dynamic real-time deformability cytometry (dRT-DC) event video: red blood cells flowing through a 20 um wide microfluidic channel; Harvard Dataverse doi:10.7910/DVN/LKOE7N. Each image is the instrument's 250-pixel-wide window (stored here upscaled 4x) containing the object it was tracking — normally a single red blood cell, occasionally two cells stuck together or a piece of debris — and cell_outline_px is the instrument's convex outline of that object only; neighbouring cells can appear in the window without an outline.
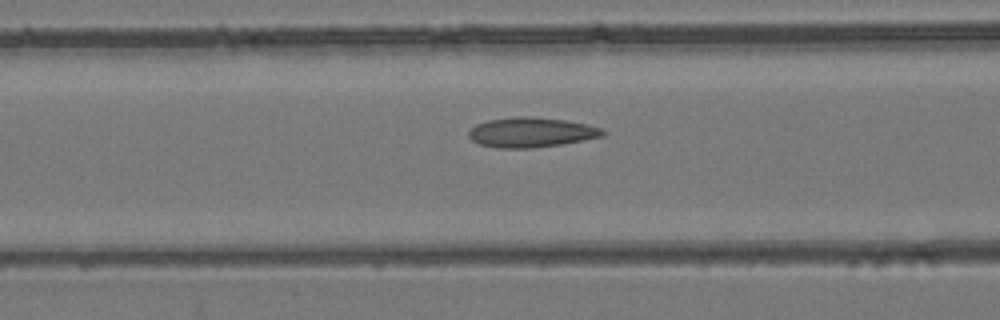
{"species": "common noctule bat (a hibernating species)", "species_latin": "Nyctalus noctula", "temperature_condition": "room temperature", "stored_images_in_passage": 49, "camera_frame_rate_fps": 3000, "um_per_image_px": 0.085, "animal": {"sex": "female", "body_mass_g": 24.6, "forearm_length_mm": 56.2}, "frame": {"image": 1, "passage_image": 18, "time_ms": 5.667, "image_size_px": [1000, 320], "cell_outline_px": [[608, 132], [604, 136], [584, 140], [560, 144], [532, 148], [496, 148], [480, 144], [472, 140], [468, 136], [468, 132], [476, 124], [488, 120], [516, 116], [532, 116], [568, 120], [588, 124], [600, 128]], "centroid_in_image_um": [45.18, 11.24], "position_along_channel_um": 121.4, "area_um2": 23.52}}
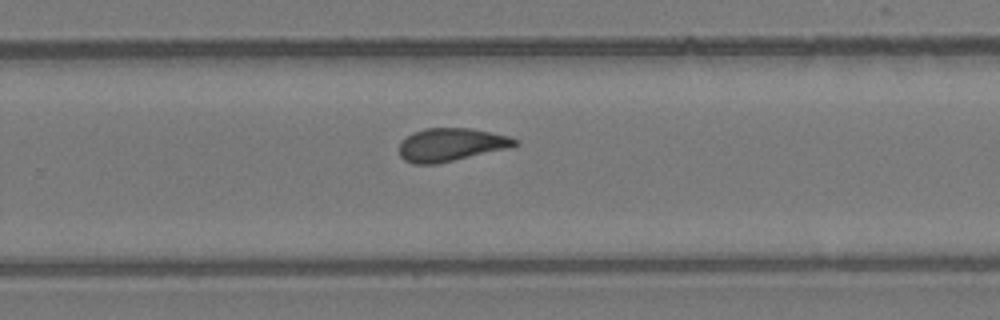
{"frame": {"image": 2, "passage_image": 31, "time_ms": 10.0, "image_size_px": [1000, 320], "cell_outline_px": [[520, 144], [512, 148], [436, 164], [416, 164], [404, 160], [400, 156], [400, 144], [412, 132], [424, 128], [472, 128], [508, 136], [520, 140]], "centroid_in_image_um": [38.4, 12.3], "position_along_channel_um": 291.4, "area_um2": 22.48}}
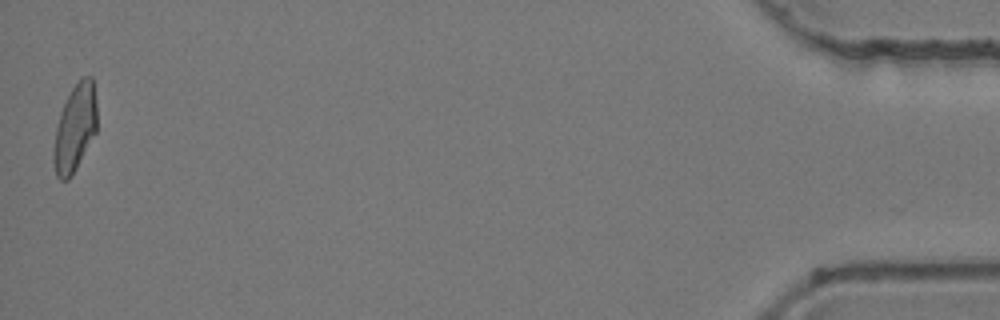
{"frame": {"image": 3, "passage_image": 49, "time_ms": 16.0, "image_size_px": [1000, 320], "cell_outline_px": [[96, 132], [72, 176], [68, 180], [60, 180], [56, 176], [52, 160], [52, 152], [56, 128], [60, 112], [72, 88], [84, 76], [92, 76], [96, 100]], "centroid_in_image_um": [6.35, 10.93], "position_along_channel_um": 428.8, "area_um2": 22.02}, "authors_computed_cell_mechanics": {"area_um2": 22.542, "velocity_mm_per_s": 3.9406, "shape_relaxation_time_tau1_ms": null, "shape_relaxation_time_tau2_ms": 3.0401, "deformation_change_tau1": null, "deformation_change_tau2": 0.0863}}